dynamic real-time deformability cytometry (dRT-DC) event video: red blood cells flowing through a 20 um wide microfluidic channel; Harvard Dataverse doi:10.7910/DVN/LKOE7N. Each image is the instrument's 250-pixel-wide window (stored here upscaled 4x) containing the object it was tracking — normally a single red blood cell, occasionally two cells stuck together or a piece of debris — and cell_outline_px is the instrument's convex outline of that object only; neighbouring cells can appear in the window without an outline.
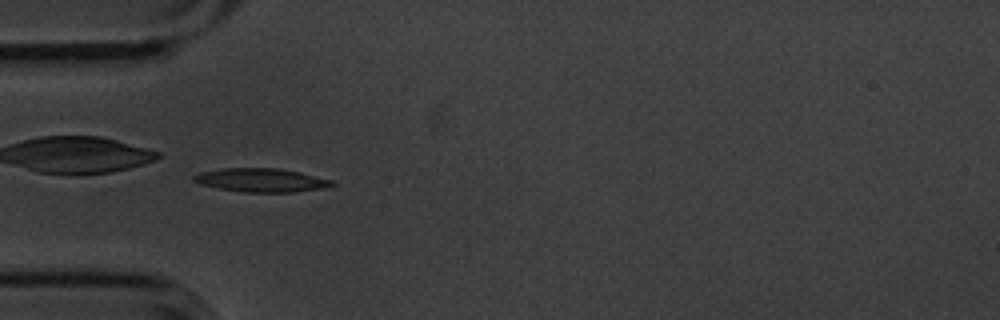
{"species": "common noctule bat (a hibernating species)", "species_latin": "Nyctalus noctula", "temperature_condition": "cold", "stored_images_in_passage": 5, "camera_frame_rate_fps": 3000, "um_per_image_px": 0.085, "animal": {"sex": "male", "body_mass_g": 20.1, "forearm_length_mm": 53.5}, "frame": {"image": 1, "passage_image": 4, "time_ms": 1.0, "image_size_px": [1000, 320], "cell_outline_px": [[336, 184], [320, 188], [296, 192], [244, 192], [220, 188], [200, 184], [192, 180], [192, 176], [200, 172], [220, 168], [280, 168], [300, 172], [332, 180]], "centroid_in_image_um": [22.17, 15.3], "position_along_channel_um": 62.8, "area_um2": 18.96}}